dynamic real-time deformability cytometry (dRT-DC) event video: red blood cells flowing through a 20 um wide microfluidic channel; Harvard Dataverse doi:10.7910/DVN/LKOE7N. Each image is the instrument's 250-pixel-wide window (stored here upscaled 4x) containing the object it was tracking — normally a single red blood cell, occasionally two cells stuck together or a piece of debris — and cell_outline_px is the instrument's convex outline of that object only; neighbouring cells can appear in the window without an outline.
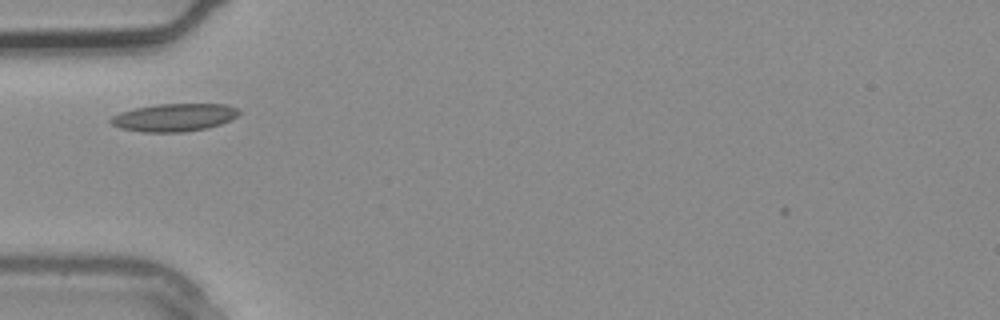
{"species": "common noctule bat (a hibernating species)", "species_latin": "Nyctalus noctula", "temperature_condition": "warm", "stored_images_in_passage": 1, "camera_frame_rate_fps": 3000, "um_per_image_px": 0.085, "animal": {"sex": "male", "body_mass_g": 20.4}, "frame": {"image": 1, "passage_image": 1, "time_ms": 0.0, "image_size_px": [1000, 320], "cell_outline_px": [[240, 112], [232, 120], [208, 128], [184, 132], [144, 132], [120, 128], [112, 124], [108, 120], [112, 116], [120, 112], [136, 108], [156, 104], [224, 104], [236, 108]], "centroid_in_image_um": [14.8, 9.99], "position_along_channel_um": 70.2, "area_um2": 20.75}}